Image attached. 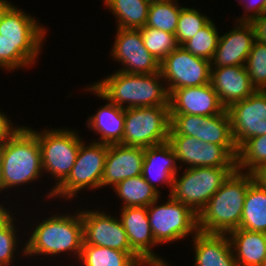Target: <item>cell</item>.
I'll return each mask as SVG.
<instances>
[{"label": "cell", "instance_id": "34", "mask_svg": "<svg viewBox=\"0 0 266 266\" xmlns=\"http://www.w3.org/2000/svg\"><path fill=\"white\" fill-rule=\"evenodd\" d=\"M211 19L205 14H201L196 8L182 7L175 31L178 45H182L187 40L206 26Z\"/></svg>", "mask_w": 266, "mask_h": 266}, {"label": "cell", "instance_id": "26", "mask_svg": "<svg viewBox=\"0 0 266 266\" xmlns=\"http://www.w3.org/2000/svg\"><path fill=\"white\" fill-rule=\"evenodd\" d=\"M78 260L83 266H149L136 252L96 245H82Z\"/></svg>", "mask_w": 266, "mask_h": 266}, {"label": "cell", "instance_id": "5", "mask_svg": "<svg viewBox=\"0 0 266 266\" xmlns=\"http://www.w3.org/2000/svg\"><path fill=\"white\" fill-rule=\"evenodd\" d=\"M1 154V191L34 183L43 175L38 137L29 126H19L1 144Z\"/></svg>", "mask_w": 266, "mask_h": 266}, {"label": "cell", "instance_id": "8", "mask_svg": "<svg viewBox=\"0 0 266 266\" xmlns=\"http://www.w3.org/2000/svg\"><path fill=\"white\" fill-rule=\"evenodd\" d=\"M124 116V135L119 144L146 148L168 141L170 106L127 108Z\"/></svg>", "mask_w": 266, "mask_h": 266}, {"label": "cell", "instance_id": "41", "mask_svg": "<svg viewBox=\"0 0 266 266\" xmlns=\"http://www.w3.org/2000/svg\"><path fill=\"white\" fill-rule=\"evenodd\" d=\"M10 208H6L3 206V203H0V227L12 216L14 213L11 214L9 211Z\"/></svg>", "mask_w": 266, "mask_h": 266}, {"label": "cell", "instance_id": "40", "mask_svg": "<svg viewBox=\"0 0 266 266\" xmlns=\"http://www.w3.org/2000/svg\"><path fill=\"white\" fill-rule=\"evenodd\" d=\"M254 181L266 189V163L260 165L252 172Z\"/></svg>", "mask_w": 266, "mask_h": 266}, {"label": "cell", "instance_id": "22", "mask_svg": "<svg viewBox=\"0 0 266 266\" xmlns=\"http://www.w3.org/2000/svg\"><path fill=\"white\" fill-rule=\"evenodd\" d=\"M177 163L175 152L168 141L146 147L142 176L159 194L161 192L157 185L165 184L167 188H170L168 194L170 195L174 177L180 169ZM156 181L158 184H155Z\"/></svg>", "mask_w": 266, "mask_h": 266}, {"label": "cell", "instance_id": "24", "mask_svg": "<svg viewBox=\"0 0 266 266\" xmlns=\"http://www.w3.org/2000/svg\"><path fill=\"white\" fill-rule=\"evenodd\" d=\"M192 239L194 266H238L227 234L199 231Z\"/></svg>", "mask_w": 266, "mask_h": 266}, {"label": "cell", "instance_id": "28", "mask_svg": "<svg viewBox=\"0 0 266 266\" xmlns=\"http://www.w3.org/2000/svg\"><path fill=\"white\" fill-rule=\"evenodd\" d=\"M112 189L122 200V208L147 207L161 197L142 175L122 180Z\"/></svg>", "mask_w": 266, "mask_h": 266}, {"label": "cell", "instance_id": "15", "mask_svg": "<svg viewBox=\"0 0 266 266\" xmlns=\"http://www.w3.org/2000/svg\"><path fill=\"white\" fill-rule=\"evenodd\" d=\"M83 244L135 252L129 244L123 225L116 216L99 210H82Z\"/></svg>", "mask_w": 266, "mask_h": 266}, {"label": "cell", "instance_id": "43", "mask_svg": "<svg viewBox=\"0 0 266 266\" xmlns=\"http://www.w3.org/2000/svg\"><path fill=\"white\" fill-rule=\"evenodd\" d=\"M1 167H2V154H1V144H0V192H1Z\"/></svg>", "mask_w": 266, "mask_h": 266}, {"label": "cell", "instance_id": "13", "mask_svg": "<svg viewBox=\"0 0 266 266\" xmlns=\"http://www.w3.org/2000/svg\"><path fill=\"white\" fill-rule=\"evenodd\" d=\"M234 143L239 148L246 140L266 135V91L230 105L227 109Z\"/></svg>", "mask_w": 266, "mask_h": 266}, {"label": "cell", "instance_id": "20", "mask_svg": "<svg viewBox=\"0 0 266 266\" xmlns=\"http://www.w3.org/2000/svg\"><path fill=\"white\" fill-rule=\"evenodd\" d=\"M145 148L127 146L123 144H110L101 179V188L118 183L127 178L142 175Z\"/></svg>", "mask_w": 266, "mask_h": 266}, {"label": "cell", "instance_id": "14", "mask_svg": "<svg viewBox=\"0 0 266 266\" xmlns=\"http://www.w3.org/2000/svg\"><path fill=\"white\" fill-rule=\"evenodd\" d=\"M112 59L121 63V72L131 74H154L160 71V63L143 44L139 29L116 28Z\"/></svg>", "mask_w": 266, "mask_h": 266}, {"label": "cell", "instance_id": "11", "mask_svg": "<svg viewBox=\"0 0 266 266\" xmlns=\"http://www.w3.org/2000/svg\"><path fill=\"white\" fill-rule=\"evenodd\" d=\"M169 136H191L205 143L222 145L235 159L238 155L227 110L215 116L170 114Z\"/></svg>", "mask_w": 266, "mask_h": 266}, {"label": "cell", "instance_id": "29", "mask_svg": "<svg viewBox=\"0 0 266 266\" xmlns=\"http://www.w3.org/2000/svg\"><path fill=\"white\" fill-rule=\"evenodd\" d=\"M152 0H113L107 8L115 15L117 27L140 29L146 24Z\"/></svg>", "mask_w": 266, "mask_h": 266}, {"label": "cell", "instance_id": "42", "mask_svg": "<svg viewBox=\"0 0 266 266\" xmlns=\"http://www.w3.org/2000/svg\"><path fill=\"white\" fill-rule=\"evenodd\" d=\"M10 4L8 0H0V17Z\"/></svg>", "mask_w": 266, "mask_h": 266}, {"label": "cell", "instance_id": "16", "mask_svg": "<svg viewBox=\"0 0 266 266\" xmlns=\"http://www.w3.org/2000/svg\"><path fill=\"white\" fill-rule=\"evenodd\" d=\"M179 167H236V159L222 146L205 143L191 136H169Z\"/></svg>", "mask_w": 266, "mask_h": 266}, {"label": "cell", "instance_id": "17", "mask_svg": "<svg viewBox=\"0 0 266 266\" xmlns=\"http://www.w3.org/2000/svg\"><path fill=\"white\" fill-rule=\"evenodd\" d=\"M120 212L119 219L126 231L130 247L149 266H169L164 258L153 252L152 248L158 244L151 232L147 207H125Z\"/></svg>", "mask_w": 266, "mask_h": 266}, {"label": "cell", "instance_id": "4", "mask_svg": "<svg viewBox=\"0 0 266 266\" xmlns=\"http://www.w3.org/2000/svg\"><path fill=\"white\" fill-rule=\"evenodd\" d=\"M58 214H53L34 225L31 236L25 240L27 243L25 242L24 247L22 246V255L48 257L67 252L73 253L75 258L79 259L83 244L81 211L77 210L76 215Z\"/></svg>", "mask_w": 266, "mask_h": 266}, {"label": "cell", "instance_id": "36", "mask_svg": "<svg viewBox=\"0 0 266 266\" xmlns=\"http://www.w3.org/2000/svg\"><path fill=\"white\" fill-rule=\"evenodd\" d=\"M13 217L15 216L12 215L0 227V266H11L13 261L15 262V255H17L15 252H17L16 248L19 247L18 230H16V224L13 223L17 220Z\"/></svg>", "mask_w": 266, "mask_h": 266}, {"label": "cell", "instance_id": "27", "mask_svg": "<svg viewBox=\"0 0 266 266\" xmlns=\"http://www.w3.org/2000/svg\"><path fill=\"white\" fill-rule=\"evenodd\" d=\"M239 228L266 233V189L255 181L246 191Z\"/></svg>", "mask_w": 266, "mask_h": 266}, {"label": "cell", "instance_id": "33", "mask_svg": "<svg viewBox=\"0 0 266 266\" xmlns=\"http://www.w3.org/2000/svg\"><path fill=\"white\" fill-rule=\"evenodd\" d=\"M139 30L146 49L159 63L179 46L175 34L153 27H143Z\"/></svg>", "mask_w": 266, "mask_h": 266}, {"label": "cell", "instance_id": "6", "mask_svg": "<svg viewBox=\"0 0 266 266\" xmlns=\"http://www.w3.org/2000/svg\"><path fill=\"white\" fill-rule=\"evenodd\" d=\"M37 137L41 149L43 172L49 173L56 182L48 192L52 198L53 191L68 177L73 168L81 143L78 132L72 129H44L39 132L29 128Z\"/></svg>", "mask_w": 266, "mask_h": 266}, {"label": "cell", "instance_id": "9", "mask_svg": "<svg viewBox=\"0 0 266 266\" xmlns=\"http://www.w3.org/2000/svg\"><path fill=\"white\" fill-rule=\"evenodd\" d=\"M168 197L166 203L160 205L159 197L147 206L151 232L158 245L176 242L199 232L198 215L170 195Z\"/></svg>", "mask_w": 266, "mask_h": 266}, {"label": "cell", "instance_id": "18", "mask_svg": "<svg viewBox=\"0 0 266 266\" xmlns=\"http://www.w3.org/2000/svg\"><path fill=\"white\" fill-rule=\"evenodd\" d=\"M170 114L215 116L226 108L211 83L175 89L169 95Z\"/></svg>", "mask_w": 266, "mask_h": 266}, {"label": "cell", "instance_id": "44", "mask_svg": "<svg viewBox=\"0 0 266 266\" xmlns=\"http://www.w3.org/2000/svg\"><path fill=\"white\" fill-rule=\"evenodd\" d=\"M261 16H265L266 17V3H265L264 8H263V10L261 12Z\"/></svg>", "mask_w": 266, "mask_h": 266}, {"label": "cell", "instance_id": "1", "mask_svg": "<svg viewBox=\"0 0 266 266\" xmlns=\"http://www.w3.org/2000/svg\"><path fill=\"white\" fill-rule=\"evenodd\" d=\"M39 20L10 4L0 17V68L8 72L37 62L46 35ZM36 60V61H35Z\"/></svg>", "mask_w": 266, "mask_h": 266}, {"label": "cell", "instance_id": "7", "mask_svg": "<svg viewBox=\"0 0 266 266\" xmlns=\"http://www.w3.org/2000/svg\"><path fill=\"white\" fill-rule=\"evenodd\" d=\"M175 175L170 196L191 208L197 215L236 170V167H194ZM179 177V178H178Z\"/></svg>", "mask_w": 266, "mask_h": 266}, {"label": "cell", "instance_id": "35", "mask_svg": "<svg viewBox=\"0 0 266 266\" xmlns=\"http://www.w3.org/2000/svg\"><path fill=\"white\" fill-rule=\"evenodd\" d=\"M250 82L256 90L266 91V44L254 42L245 63Z\"/></svg>", "mask_w": 266, "mask_h": 266}, {"label": "cell", "instance_id": "23", "mask_svg": "<svg viewBox=\"0 0 266 266\" xmlns=\"http://www.w3.org/2000/svg\"><path fill=\"white\" fill-rule=\"evenodd\" d=\"M85 91H91L96 97L107 101L105 106L99 107L98 111L86 120L87 127L99 134L95 142L103 144H119L124 135L125 109L107 100L92 84Z\"/></svg>", "mask_w": 266, "mask_h": 266}, {"label": "cell", "instance_id": "37", "mask_svg": "<svg viewBox=\"0 0 266 266\" xmlns=\"http://www.w3.org/2000/svg\"><path fill=\"white\" fill-rule=\"evenodd\" d=\"M237 2L239 0H236ZM241 2L245 0H240ZM266 0H248L247 3H240L243 6L245 14H243L240 18L236 19L237 21H246L250 22L253 18L261 15V12L264 8ZM248 12V13H247ZM251 12V14H250Z\"/></svg>", "mask_w": 266, "mask_h": 266}, {"label": "cell", "instance_id": "3", "mask_svg": "<svg viewBox=\"0 0 266 266\" xmlns=\"http://www.w3.org/2000/svg\"><path fill=\"white\" fill-rule=\"evenodd\" d=\"M253 181L252 173L235 170L198 213V230L228 234L239 228L246 191Z\"/></svg>", "mask_w": 266, "mask_h": 266}, {"label": "cell", "instance_id": "19", "mask_svg": "<svg viewBox=\"0 0 266 266\" xmlns=\"http://www.w3.org/2000/svg\"><path fill=\"white\" fill-rule=\"evenodd\" d=\"M236 26L219 37L211 67L245 65L255 42L254 29L250 22L236 21Z\"/></svg>", "mask_w": 266, "mask_h": 266}, {"label": "cell", "instance_id": "25", "mask_svg": "<svg viewBox=\"0 0 266 266\" xmlns=\"http://www.w3.org/2000/svg\"><path fill=\"white\" fill-rule=\"evenodd\" d=\"M238 266H264L266 233L234 229L228 234Z\"/></svg>", "mask_w": 266, "mask_h": 266}, {"label": "cell", "instance_id": "46", "mask_svg": "<svg viewBox=\"0 0 266 266\" xmlns=\"http://www.w3.org/2000/svg\"><path fill=\"white\" fill-rule=\"evenodd\" d=\"M155 1H177V0H155Z\"/></svg>", "mask_w": 266, "mask_h": 266}, {"label": "cell", "instance_id": "38", "mask_svg": "<svg viewBox=\"0 0 266 266\" xmlns=\"http://www.w3.org/2000/svg\"><path fill=\"white\" fill-rule=\"evenodd\" d=\"M253 29L256 41L266 44V17L258 16L250 21Z\"/></svg>", "mask_w": 266, "mask_h": 266}, {"label": "cell", "instance_id": "12", "mask_svg": "<svg viewBox=\"0 0 266 266\" xmlns=\"http://www.w3.org/2000/svg\"><path fill=\"white\" fill-rule=\"evenodd\" d=\"M169 95L178 88L197 87L211 81V62L194 56L179 45L160 63Z\"/></svg>", "mask_w": 266, "mask_h": 266}, {"label": "cell", "instance_id": "30", "mask_svg": "<svg viewBox=\"0 0 266 266\" xmlns=\"http://www.w3.org/2000/svg\"><path fill=\"white\" fill-rule=\"evenodd\" d=\"M176 1L152 0L148 9V17L144 27H153L161 31L175 34L180 11L183 6Z\"/></svg>", "mask_w": 266, "mask_h": 266}, {"label": "cell", "instance_id": "31", "mask_svg": "<svg viewBox=\"0 0 266 266\" xmlns=\"http://www.w3.org/2000/svg\"><path fill=\"white\" fill-rule=\"evenodd\" d=\"M266 163V135L255 136L246 140L239 148L236 158V170L252 173Z\"/></svg>", "mask_w": 266, "mask_h": 266}, {"label": "cell", "instance_id": "45", "mask_svg": "<svg viewBox=\"0 0 266 266\" xmlns=\"http://www.w3.org/2000/svg\"><path fill=\"white\" fill-rule=\"evenodd\" d=\"M104 2V4H105V6L107 7L113 0H103Z\"/></svg>", "mask_w": 266, "mask_h": 266}, {"label": "cell", "instance_id": "39", "mask_svg": "<svg viewBox=\"0 0 266 266\" xmlns=\"http://www.w3.org/2000/svg\"><path fill=\"white\" fill-rule=\"evenodd\" d=\"M0 110V144H2L19 126H13L9 117Z\"/></svg>", "mask_w": 266, "mask_h": 266}, {"label": "cell", "instance_id": "10", "mask_svg": "<svg viewBox=\"0 0 266 266\" xmlns=\"http://www.w3.org/2000/svg\"><path fill=\"white\" fill-rule=\"evenodd\" d=\"M108 144L100 142L85 144L83 141L71 172L68 177L53 191L52 198L64 197L72 199L81 190H93L101 188ZM85 188V189H84Z\"/></svg>", "mask_w": 266, "mask_h": 266}, {"label": "cell", "instance_id": "21", "mask_svg": "<svg viewBox=\"0 0 266 266\" xmlns=\"http://www.w3.org/2000/svg\"><path fill=\"white\" fill-rule=\"evenodd\" d=\"M210 83L226 109L256 91L250 82L245 65L211 67Z\"/></svg>", "mask_w": 266, "mask_h": 266}, {"label": "cell", "instance_id": "32", "mask_svg": "<svg viewBox=\"0 0 266 266\" xmlns=\"http://www.w3.org/2000/svg\"><path fill=\"white\" fill-rule=\"evenodd\" d=\"M219 37L217 26L211 20L194 37L184 42L181 46L194 56L211 61L217 49Z\"/></svg>", "mask_w": 266, "mask_h": 266}, {"label": "cell", "instance_id": "2", "mask_svg": "<svg viewBox=\"0 0 266 266\" xmlns=\"http://www.w3.org/2000/svg\"><path fill=\"white\" fill-rule=\"evenodd\" d=\"M93 86L107 100L123 109L169 106V92L160 71L131 74L117 70L94 82Z\"/></svg>", "mask_w": 266, "mask_h": 266}]
</instances>
